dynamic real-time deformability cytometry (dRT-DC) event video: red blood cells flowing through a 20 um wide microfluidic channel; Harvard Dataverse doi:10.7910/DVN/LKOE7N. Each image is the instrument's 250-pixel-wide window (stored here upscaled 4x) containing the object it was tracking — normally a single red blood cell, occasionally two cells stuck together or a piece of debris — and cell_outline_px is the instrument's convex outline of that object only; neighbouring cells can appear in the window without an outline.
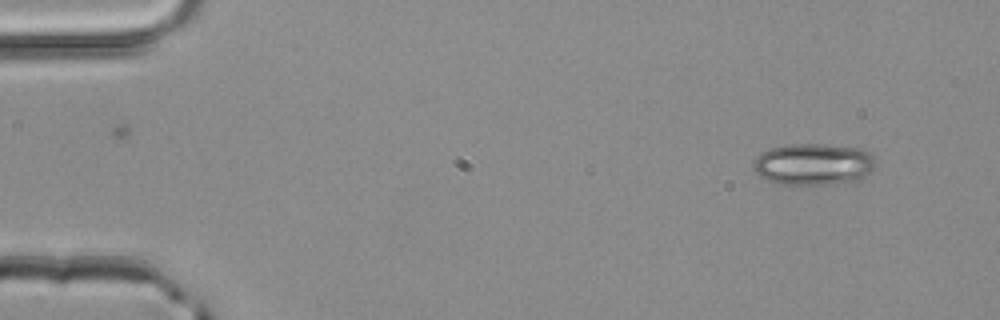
{"species": "common noctule bat (a hibernating species)", "species_latin": "Nyctalus noctula", "temperature_condition": "room temperature", "stored_images_in_passage": 4, "camera_frame_rate_fps": 3000, "um_per_image_px": 0.085, "animal": {"sex": "male", "body_mass_g": 20.4}, "frame": {"image": 1, "passage_image": 1, "time_ms": 0.0, "image_size_px": [1000, 320], "cell_outline_px": [[876, 168], [860, 180], [832, 184], [784, 184], [768, 180], [760, 176], [756, 172], [752, 164], [752, 160], [760, 152], [772, 148], [788, 144], [824, 144], [860, 148], [868, 152], [876, 160]], "centroid_in_image_um": [69.16, 13.95], "position_along_channel_um": 15.8, "area_um2": 29.94}}